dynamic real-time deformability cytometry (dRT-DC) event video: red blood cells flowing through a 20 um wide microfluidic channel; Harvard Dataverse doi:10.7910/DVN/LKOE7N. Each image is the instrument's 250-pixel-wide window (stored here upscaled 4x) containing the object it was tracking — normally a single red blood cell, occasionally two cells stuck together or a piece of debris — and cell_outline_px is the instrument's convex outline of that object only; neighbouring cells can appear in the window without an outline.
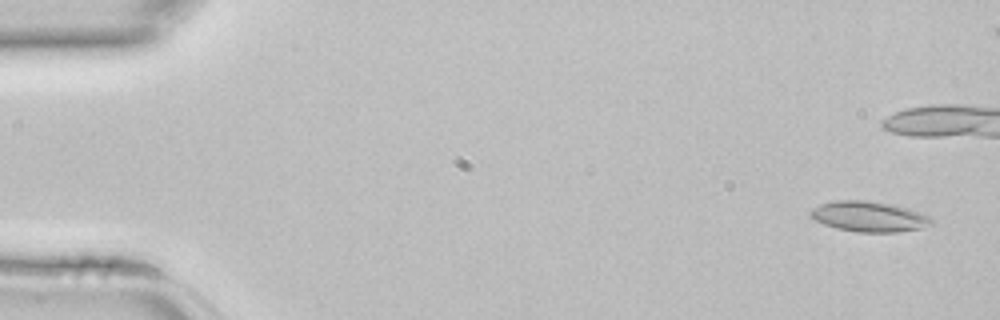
{"species": "common noctule bat (a hibernating species)", "species_latin": "Nyctalus noctula", "temperature_condition": "room temperature", "stored_images_in_passage": 10, "camera_frame_rate_fps": 3000, "um_per_image_px": 0.085, "animal": {"sex": "female", "body_mass_g": 22.7, "forearm_length_mm": 54.2}, "frame": {"image": 1, "passage_image": 2, "time_ms": 0.333, "image_size_px": [1000, 320], "cell_outline_px": [[936, 224], [920, 228], [900, 232], [856, 232], [836, 228], [824, 224], [808, 216], [808, 212], [812, 208], [820, 204], [836, 200], [864, 200], [888, 204], [908, 208], [932, 216], [936, 220]], "centroid_in_image_um": [73.91, 18.41], "position_along_channel_um": 11.1, "area_um2": 21.73}}